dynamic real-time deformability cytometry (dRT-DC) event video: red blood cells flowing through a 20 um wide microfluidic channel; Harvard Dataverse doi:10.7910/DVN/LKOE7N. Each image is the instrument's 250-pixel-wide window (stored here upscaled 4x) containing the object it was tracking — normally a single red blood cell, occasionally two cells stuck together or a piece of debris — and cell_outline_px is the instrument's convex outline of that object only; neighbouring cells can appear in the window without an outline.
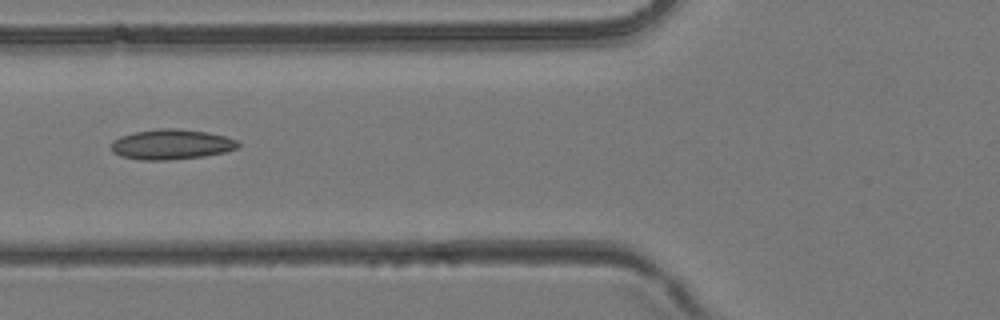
{"species": "common noctule bat (a hibernating species)", "species_latin": "Nyctalus noctula", "temperature_condition": "room temperature", "stored_images_in_passage": 37, "camera_frame_rate_fps": 3000, "um_per_image_px": 0.085, "animal": {"sex": "female", "body_mass_g": 24.6, "forearm_length_mm": 56.2}, "frame": {"image": 1, "passage_image": 11, "time_ms": 3.333, "image_size_px": [1000, 320], "cell_outline_px": [[240, 148], [224, 152], [204, 156], [168, 160], [140, 160], [120, 156], [112, 152], [112, 140], [120, 136], [136, 132], [156, 128], [176, 128], [208, 132], [224, 136], [236, 140], [240, 144]], "centroid_in_image_um": [14.56, 12.27], "position_along_channel_um": 111.2, "area_um2": 22.43}}
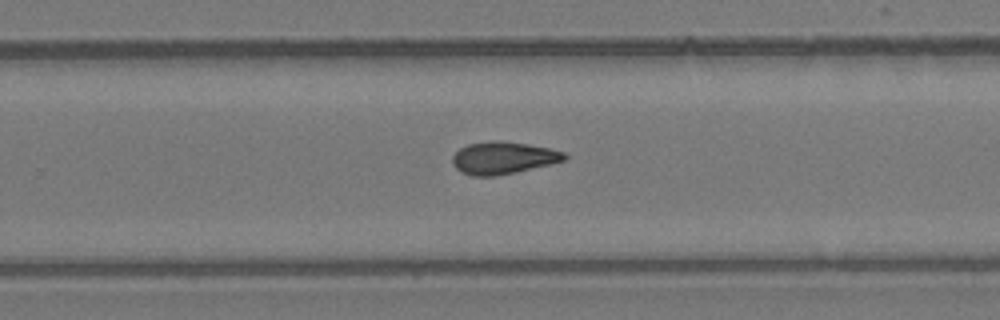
{"frame": {"image": 2, "passage_image": 22, "time_ms": 7.0, "image_size_px": [1000, 320], "cell_outline_px": [[568, 160], [516, 172], [496, 176], [472, 176], [460, 172], [452, 164], [452, 156], [460, 148], [468, 144], [492, 140], [528, 144], [548, 148], [564, 152], [568, 156]], "centroid_in_image_um": [42.77, 13.43], "position_along_channel_um": 287.0, "area_um2": 21.15}}
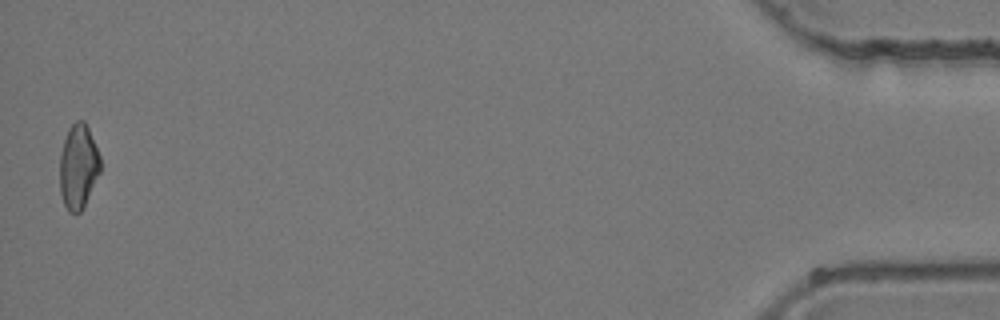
{"frame": {"image": 3, "passage_image": 37, "time_ms": 12.0, "image_size_px": [1000, 320], "cell_outline_px": [[100, 172], [80, 212], [76, 216], [68, 212], [64, 204], [60, 192], [60, 156], [64, 140], [68, 128], [76, 120], [84, 120], [88, 128], [100, 156]], "centroid_in_image_um": [6.64, 14.17], "position_along_channel_um": 428.6, "area_um2": 19.88}}